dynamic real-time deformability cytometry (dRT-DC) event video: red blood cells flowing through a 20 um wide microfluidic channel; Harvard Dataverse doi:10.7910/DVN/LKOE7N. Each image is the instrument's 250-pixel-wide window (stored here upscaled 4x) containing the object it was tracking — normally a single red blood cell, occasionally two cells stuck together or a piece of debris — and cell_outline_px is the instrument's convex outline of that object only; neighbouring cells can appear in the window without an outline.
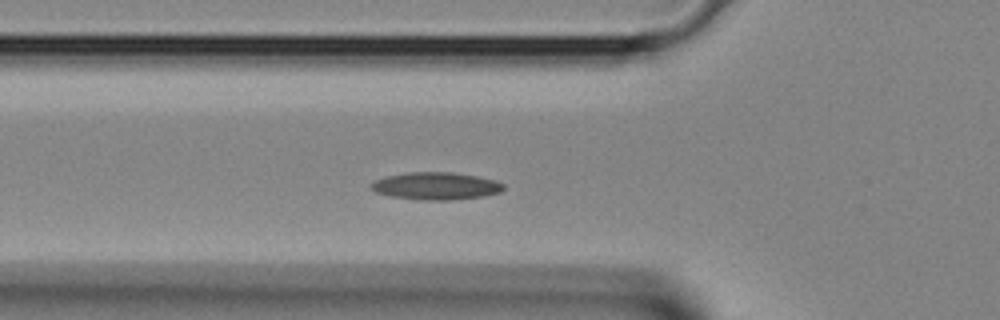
{"species": "Egyptian fruit bat (a non-hibernating species)", "species_latin": "Rousettus aegyptiacus", "temperature_condition": "room temperature", "stored_images_in_passage": 29, "camera_frame_rate_fps": 3000, "um_per_image_px": 0.085, "animal": {"sex": "female"}, "frame": {"image": 1, "passage_image": 8, "time_ms": 2.333, "image_size_px": [1000, 320], "cell_outline_px": [[504, 188], [500, 192], [480, 196], [452, 200], [424, 200], [392, 196], [376, 192], [372, 188], [372, 184], [376, 180], [388, 176], [408, 172], [452, 172], [476, 176], [496, 180], [504, 184]], "centroid_in_image_um": [37.09, 15.8], "position_along_channel_um": 88.7, "area_um2": 20.81}}
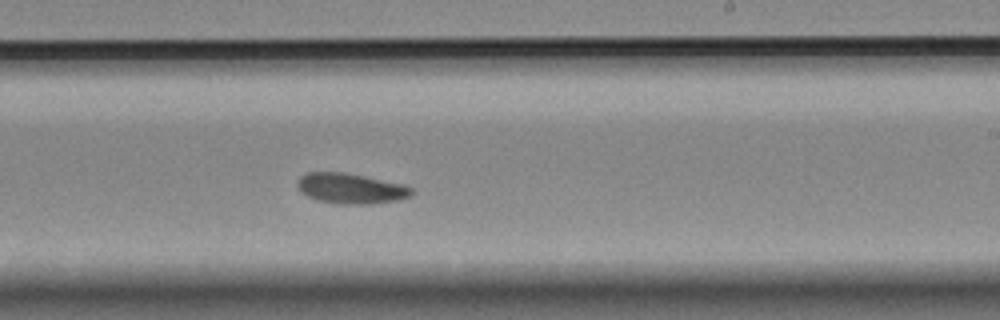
{"frame": {"image": 2, "passage_image": 18, "time_ms": 5.667, "image_size_px": [1000, 320], "cell_outline_px": [[416, 192], [412, 196], [396, 200], [372, 204], [344, 204], [316, 200], [300, 192], [296, 184], [296, 180], [300, 176], [308, 172], [348, 172], [404, 184], [412, 188]], "centroid_in_image_um": [29.83, 16.01], "position_along_channel_um": 259.2, "area_um2": 20.58}}
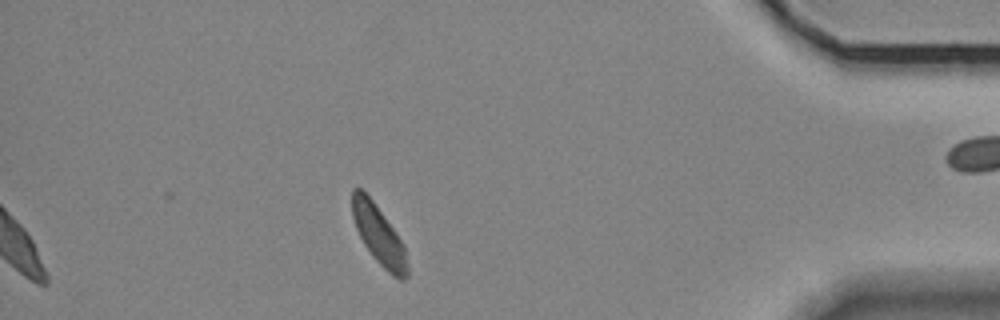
{"frame": {"image": 3, "passage_image": 29, "time_ms": 9.333, "image_size_px": [1000, 320], "cell_outline_px": [[408, 276], [404, 280], [400, 280], [392, 276], [372, 256], [364, 244], [356, 228], [352, 216], [352, 188], [360, 188], [372, 200], [396, 232], [404, 248], [408, 268]], "centroid_in_image_um": [32.19, 20.0], "position_along_channel_um": 403.0, "area_um2": 18.67}}